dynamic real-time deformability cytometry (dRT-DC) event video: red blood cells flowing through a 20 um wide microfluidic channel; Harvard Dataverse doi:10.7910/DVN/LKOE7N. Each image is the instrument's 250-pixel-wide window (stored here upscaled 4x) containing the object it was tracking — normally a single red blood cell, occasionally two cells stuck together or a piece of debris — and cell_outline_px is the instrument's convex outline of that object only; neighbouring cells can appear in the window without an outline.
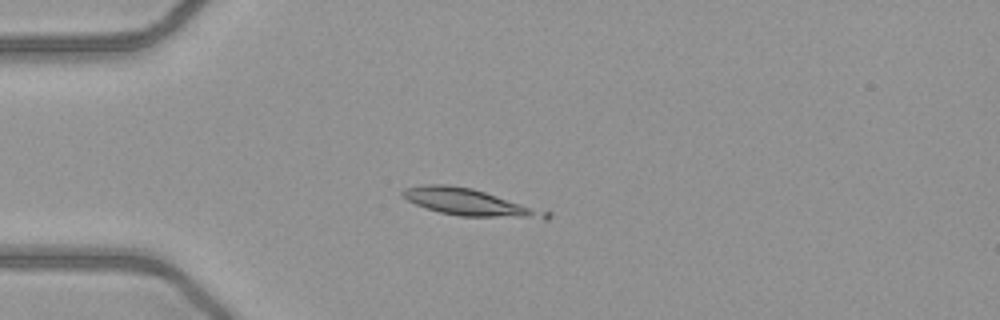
{"species": "common noctule bat (a hibernating species)", "species_latin": "Nyctalus noctula", "temperature_condition": "warm", "stored_images_in_passage": 15, "camera_frame_rate_fps": 3000, "um_per_image_px": 0.085, "animal": {"sex": "female", "body_mass_g": 21.9}, "frame": {"image": 1, "passage_image": 14, "time_ms": 4.333, "image_size_px": [1000, 320], "cell_outline_px": [[552, 216], [548, 220], [544, 220], [460, 216], [440, 212], [424, 208], [408, 200], [400, 192], [404, 188], [424, 184], [448, 184], [472, 188], [552, 212]], "centroid_in_image_um": [40.01, 17.23], "position_along_channel_um": 45.0, "area_um2": 22.95}}